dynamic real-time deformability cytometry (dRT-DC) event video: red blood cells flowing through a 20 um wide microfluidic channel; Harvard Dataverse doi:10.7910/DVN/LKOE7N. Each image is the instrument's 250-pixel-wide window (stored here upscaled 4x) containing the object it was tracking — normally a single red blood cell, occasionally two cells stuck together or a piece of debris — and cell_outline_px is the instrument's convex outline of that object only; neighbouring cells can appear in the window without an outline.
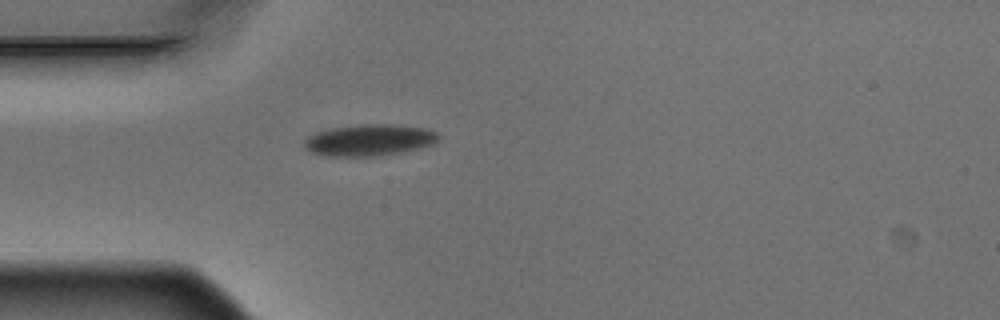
{"species": "Egyptian fruit bat (a non-hibernating species)", "species_latin": "Rousettus aegyptiacus", "temperature_condition": "warm", "stored_images_in_passage": 2, "camera_frame_rate_fps": 3000, "um_per_image_px": 0.085, "animal": {"sex": "male"}, "frame": {"image": 1, "passage_image": 2, "time_ms": 0.333, "image_size_px": [1000, 320], "cell_outline_px": [[440, 136], [432, 144], [404, 152], [380, 156], [324, 156], [312, 152], [304, 148], [304, 140], [308, 136], [316, 132], [328, 128], [364, 124], [392, 124], [424, 128], [436, 132]], "centroid_in_image_um": [31.35, 11.91], "position_along_channel_um": 53.6, "area_um2": 24.74}}